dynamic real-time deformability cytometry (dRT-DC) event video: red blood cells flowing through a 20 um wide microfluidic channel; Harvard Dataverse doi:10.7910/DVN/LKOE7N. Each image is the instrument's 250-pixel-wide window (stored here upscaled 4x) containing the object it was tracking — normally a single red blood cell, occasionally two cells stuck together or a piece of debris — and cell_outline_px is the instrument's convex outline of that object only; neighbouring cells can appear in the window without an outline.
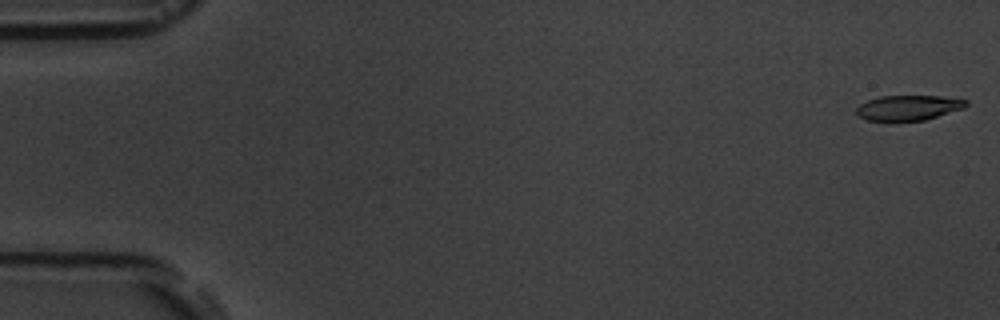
{"species": "common noctule bat (a hibernating species)", "species_latin": "Nyctalus noctula", "temperature_condition": "room temperature", "stored_images_in_passage": 6, "camera_frame_rate_fps": 3000, "um_per_image_px": 0.085, "animal": {"sex": "male", "body_mass_g": 19.5, "forearm_length_mm": 54.6}, "frame": {"image": 1, "passage_image": 1, "time_ms": 0.0, "image_size_px": [1000, 320], "cell_outline_px": [[968, 104], [964, 108], [924, 120], [896, 124], [888, 124], [868, 120], [856, 116], [856, 108], [860, 104], [868, 100], [880, 96], [940, 96], [968, 100]], "centroid_in_image_um": [77.14, 9.21], "position_along_channel_um": 7.9, "area_um2": 16.82}}
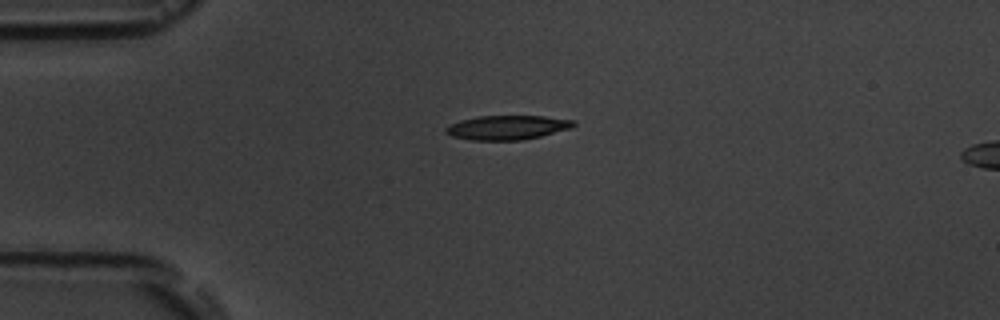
{"frame": {"image": 2, "passage_image": 4, "time_ms": 4.333, "image_size_px": [1000, 320], "cell_outline_px": [[576, 124], [572, 128], [524, 140], [472, 140], [452, 136], [444, 132], [444, 128], [448, 124], [460, 120], [476, 116], [544, 116], [576, 120]], "centroid_in_image_um": [43.11, 10.83], "position_along_channel_um": 41.9, "area_um2": 18.26}}
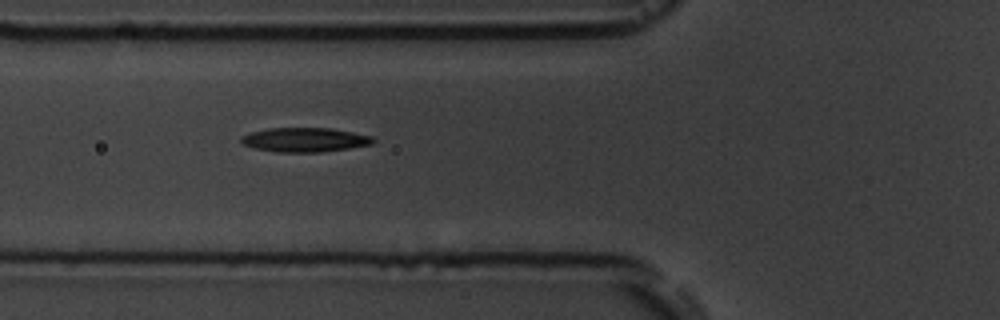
{"frame": {"image": 3, "passage_image": 6, "time_ms": 6.667, "image_size_px": [1000, 320], "cell_outline_px": [[376, 140], [372, 144], [348, 148], [320, 152], [276, 152], [256, 148], [244, 144], [240, 140], [240, 136], [252, 132], [268, 128], [332, 128], [372, 136]], "centroid_in_image_um": [25.92, 11.88], "position_along_channel_um": 99.9, "area_um2": 18.55}}